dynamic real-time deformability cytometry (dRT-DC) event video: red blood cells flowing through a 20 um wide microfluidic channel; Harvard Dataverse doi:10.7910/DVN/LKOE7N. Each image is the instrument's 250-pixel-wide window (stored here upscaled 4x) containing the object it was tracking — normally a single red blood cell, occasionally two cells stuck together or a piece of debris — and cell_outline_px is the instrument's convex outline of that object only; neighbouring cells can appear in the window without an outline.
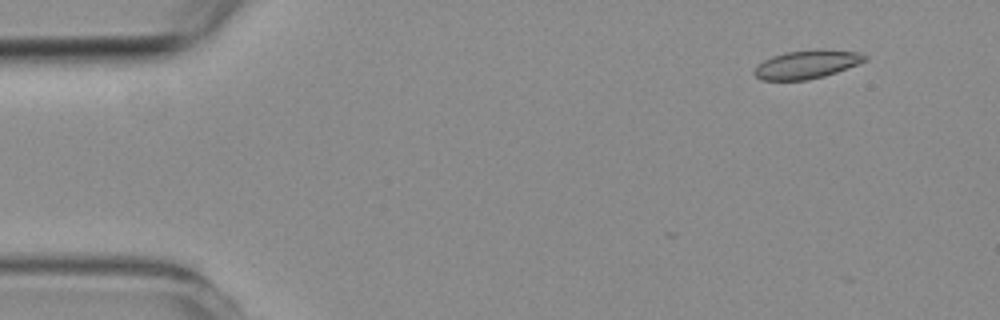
{"species": "common noctule bat (a hibernating species)", "species_latin": "Nyctalus noctula", "temperature_condition": "room temperature", "stored_images_in_passage": 4, "camera_frame_rate_fps": 3000, "um_per_image_px": 0.085, "animal": {"sex": "female", "body_mass_g": 19.3, "forearm_length_mm": 54.1}, "frame": {"image": 1, "passage_image": 1, "time_ms": 0.0, "image_size_px": [1000, 320], "cell_outline_px": [[868, 60], [836, 72], [824, 76], [808, 80], [760, 80], [752, 72], [756, 64], [772, 56], [784, 52], [816, 48], [820, 48], [860, 52], [868, 56]], "centroid_in_image_um": [68.57, 5.45], "position_along_channel_um": 16.4, "area_um2": 18.73}}